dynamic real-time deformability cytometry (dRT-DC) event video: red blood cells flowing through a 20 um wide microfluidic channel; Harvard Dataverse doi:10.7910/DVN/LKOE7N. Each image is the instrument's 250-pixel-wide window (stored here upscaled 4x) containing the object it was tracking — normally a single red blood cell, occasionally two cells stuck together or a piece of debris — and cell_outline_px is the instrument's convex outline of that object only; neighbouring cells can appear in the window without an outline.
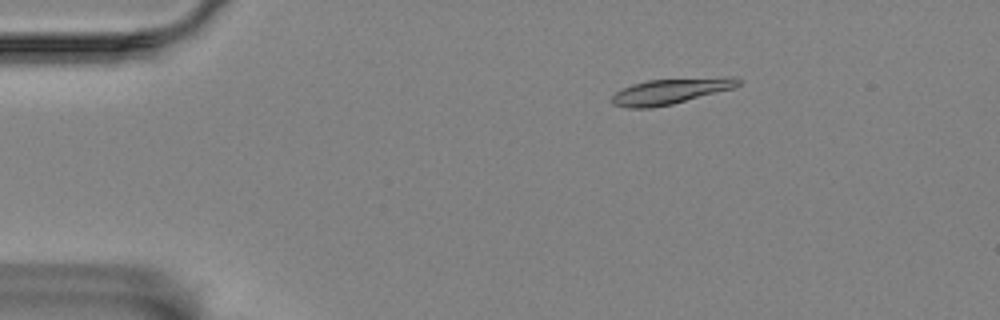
{"species": "Egyptian fruit bat (a non-hibernating species)", "species_latin": "Rousettus aegyptiacus", "temperature_condition": "room temperature", "stored_images_in_passage": 57, "camera_frame_rate_fps": 3000, "um_per_image_px": 0.085, "animal": {"sex": "female"}, "frame": {"image": 1, "passage_image": 10, "time_ms": 3.0, "image_size_px": [1000, 320], "cell_outline_px": [[740, 84], [732, 88], [672, 104], [652, 108], [628, 108], [612, 104], [608, 100], [616, 92], [632, 84], [648, 80], [724, 76], [736, 76], [740, 80]], "centroid_in_image_um": [56.98, 7.74], "position_along_channel_um": 28.0, "area_um2": 18.96}}
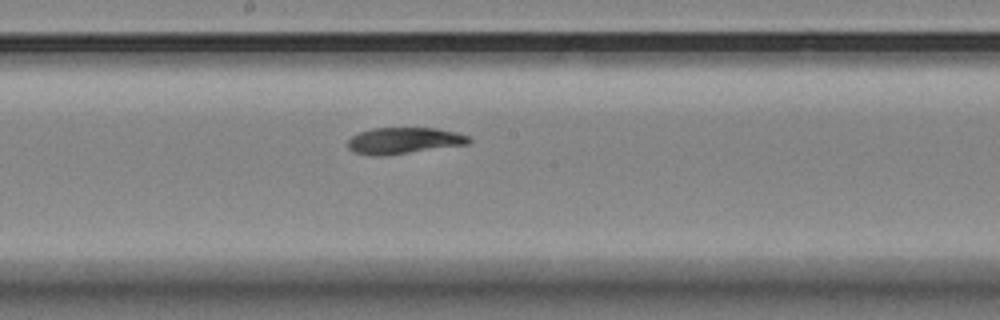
{"frame": {"image": 2, "passage_image": 31, "time_ms": 10.0, "image_size_px": [1000, 320], "cell_outline_px": [[472, 140], [468, 144], [384, 156], [372, 156], [352, 152], [348, 148], [348, 140], [352, 136], [360, 132], [372, 128], [436, 128], [456, 132], [468, 136]], "centroid_in_image_um": [34.3, 11.96], "position_along_channel_um": 213.9, "area_um2": 18.67}}
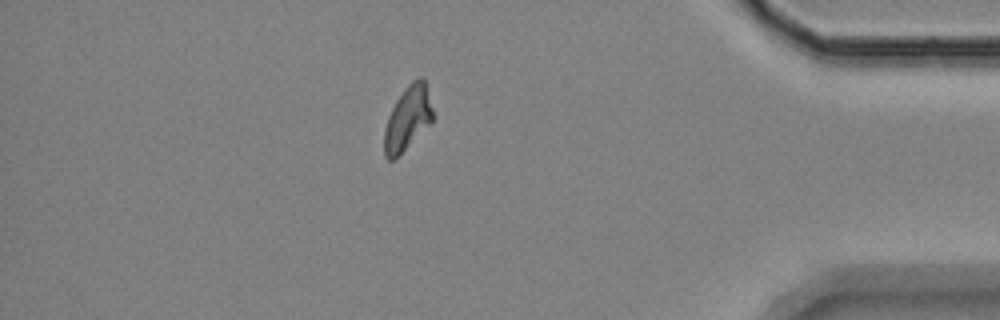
{"frame": {"image": 3, "passage_image": 50, "time_ms": 16.333, "image_size_px": [1000, 320], "cell_outline_px": [[432, 124], [392, 160], [388, 160], [384, 156], [384, 128], [388, 116], [396, 100], [408, 84], [412, 80], [420, 76], [424, 76], [432, 108]], "centroid_in_image_um": [34.65, 10.03], "position_along_channel_um": 400.5, "area_um2": 18.09}, "authors_computed_cell_mechanics": {"area_um2": 18.6694, "velocity_mm_per_s": 3.5036, "shape_relaxation_time_tau1_ms": 7.3848, "shape_relaxation_time_tau2_ms": 6.4144, "deformation_change_tau1": 0.24, "deformation_change_tau2": 0.1063}}